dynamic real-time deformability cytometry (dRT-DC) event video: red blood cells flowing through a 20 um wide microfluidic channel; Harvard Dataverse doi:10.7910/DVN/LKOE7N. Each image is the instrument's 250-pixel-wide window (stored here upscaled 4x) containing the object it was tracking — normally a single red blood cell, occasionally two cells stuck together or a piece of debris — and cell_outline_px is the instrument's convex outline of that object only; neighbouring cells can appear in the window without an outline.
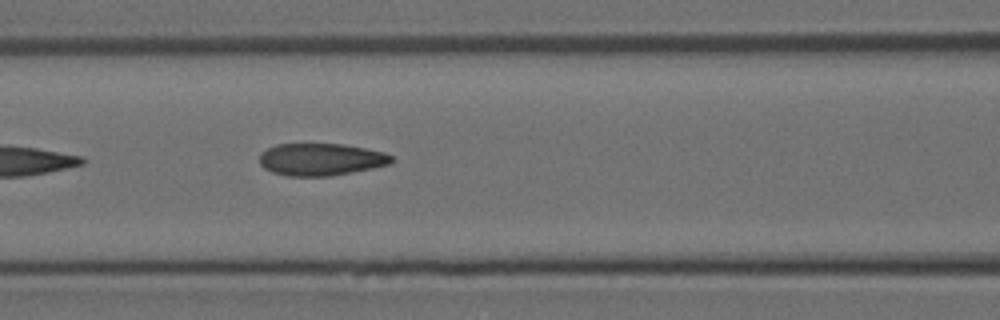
{"species": "Egyptian fruit bat (a non-hibernating species)", "species_latin": "Rousettus aegyptiacus", "temperature_condition": "room temperature", "stored_images_in_passage": 7, "camera_frame_rate_fps": 3000, "um_per_image_px": 0.085, "animal": {"sex": "female"}, "frame": {"image": 1, "passage_image": 7, "time_ms": 2.0, "image_size_px": [1000, 320], "cell_outline_px": [[396, 160], [388, 164], [372, 168], [332, 176], [288, 176], [272, 172], [264, 168], [260, 164], [260, 152], [276, 144], [344, 144], [384, 152], [392, 156]], "centroid_in_image_um": [27.27, 13.55], "position_along_channel_um": 139.3, "area_um2": 24.85}}